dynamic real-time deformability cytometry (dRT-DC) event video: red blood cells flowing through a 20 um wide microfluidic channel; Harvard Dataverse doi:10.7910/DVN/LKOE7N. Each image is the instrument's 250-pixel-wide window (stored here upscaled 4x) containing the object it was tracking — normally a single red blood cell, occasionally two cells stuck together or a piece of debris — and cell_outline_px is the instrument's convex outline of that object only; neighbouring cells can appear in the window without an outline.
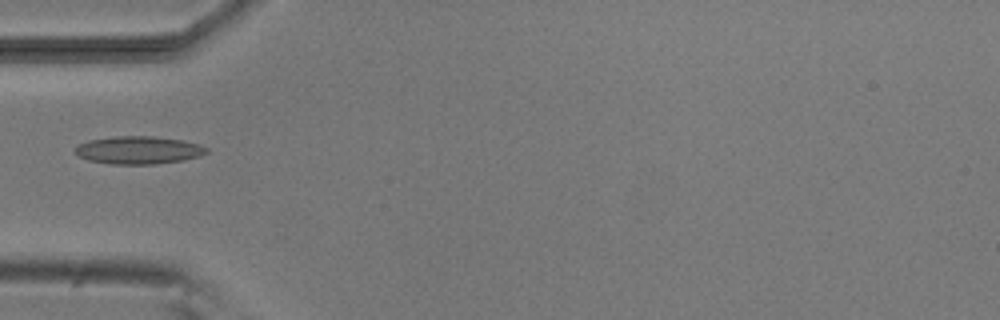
{"species": "common noctule bat (a hibernating species)", "species_latin": "Nyctalus noctula", "temperature_condition": "room temperature", "stored_images_in_passage": 4, "camera_frame_rate_fps": 3000, "um_per_image_px": 0.085, "animal": {"sex": "male", "body_mass_g": 20.5, "forearm_length_mm": 52.5}, "frame": {"image": 1, "passage_image": 4, "time_ms": 3.333, "image_size_px": [1000, 320], "cell_outline_px": [[208, 152], [200, 156], [184, 160], [152, 164], [112, 164], [88, 160], [76, 156], [76, 148], [80, 144], [88, 140], [116, 136], [152, 136], [184, 140], [200, 144], [208, 148]], "centroid_in_image_um": [11.8, 12.76], "position_along_channel_um": 73.2, "area_um2": 21.33}}